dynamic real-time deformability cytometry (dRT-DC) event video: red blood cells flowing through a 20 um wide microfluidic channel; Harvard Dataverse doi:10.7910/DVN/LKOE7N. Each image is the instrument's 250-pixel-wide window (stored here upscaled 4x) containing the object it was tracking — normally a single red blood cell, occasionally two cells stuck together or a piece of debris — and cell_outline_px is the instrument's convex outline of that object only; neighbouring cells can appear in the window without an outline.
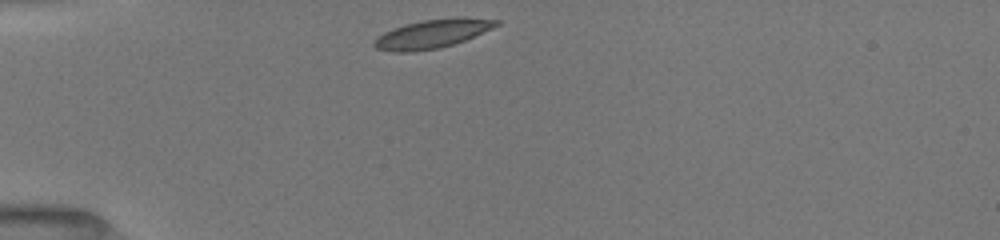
{"species": "common noctule bat (a hibernating species)", "species_latin": "Nyctalus noctula", "temperature_condition": "room temperature", "stored_images_in_passage": 2, "camera_frame_rate_fps": 3000, "um_per_image_px": 0.085, "animal": {"sex": "female", "body_mass_g": 19.5, "forearm_length_mm": 54.1}, "frame": {"image": 1, "passage_image": 1, "time_ms": 0.0, "image_size_px": [1000, 240], "cell_outline_px": [[500, 24], [492, 28], [464, 40], [440, 48], [412, 52], [392, 52], [376, 48], [372, 44], [384, 32], [404, 24], [424, 20], [464, 16], [500, 20]], "centroid_in_image_um": [36.77, 2.86], "position_along_channel_um": 48.2, "area_um2": 20.35}}